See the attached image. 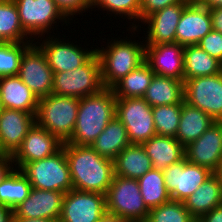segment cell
I'll return each instance as SVG.
<instances>
[{
    "mask_svg": "<svg viewBox=\"0 0 222 222\" xmlns=\"http://www.w3.org/2000/svg\"><path fill=\"white\" fill-rule=\"evenodd\" d=\"M183 203L197 220L213 208L221 206L222 186L219 179L212 174Z\"/></svg>",
    "mask_w": 222,
    "mask_h": 222,
    "instance_id": "obj_25",
    "label": "cell"
},
{
    "mask_svg": "<svg viewBox=\"0 0 222 222\" xmlns=\"http://www.w3.org/2000/svg\"><path fill=\"white\" fill-rule=\"evenodd\" d=\"M130 37V38H129ZM126 38L108 39L107 46L96 47L101 65L104 88H112L118 81L145 62V42L135 40L134 35ZM128 38V39H127ZM133 38V39H131ZM130 39V40H129Z\"/></svg>",
    "mask_w": 222,
    "mask_h": 222,
    "instance_id": "obj_3",
    "label": "cell"
},
{
    "mask_svg": "<svg viewBox=\"0 0 222 222\" xmlns=\"http://www.w3.org/2000/svg\"><path fill=\"white\" fill-rule=\"evenodd\" d=\"M181 111L182 104L152 107L156 134L175 138L180 122Z\"/></svg>",
    "mask_w": 222,
    "mask_h": 222,
    "instance_id": "obj_35",
    "label": "cell"
},
{
    "mask_svg": "<svg viewBox=\"0 0 222 222\" xmlns=\"http://www.w3.org/2000/svg\"><path fill=\"white\" fill-rule=\"evenodd\" d=\"M131 143L126 127L115 116L91 147L101 156L114 160Z\"/></svg>",
    "mask_w": 222,
    "mask_h": 222,
    "instance_id": "obj_28",
    "label": "cell"
},
{
    "mask_svg": "<svg viewBox=\"0 0 222 222\" xmlns=\"http://www.w3.org/2000/svg\"><path fill=\"white\" fill-rule=\"evenodd\" d=\"M0 42H34L22 28L13 0H0Z\"/></svg>",
    "mask_w": 222,
    "mask_h": 222,
    "instance_id": "obj_31",
    "label": "cell"
},
{
    "mask_svg": "<svg viewBox=\"0 0 222 222\" xmlns=\"http://www.w3.org/2000/svg\"><path fill=\"white\" fill-rule=\"evenodd\" d=\"M154 72L144 62L138 68L118 81L113 87L116 98H139L143 97L146 89L151 84Z\"/></svg>",
    "mask_w": 222,
    "mask_h": 222,
    "instance_id": "obj_30",
    "label": "cell"
},
{
    "mask_svg": "<svg viewBox=\"0 0 222 222\" xmlns=\"http://www.w3.org/2000/svg\"><path fill=\"white\" fill-rule=\"evenodd\" d=\"M12 215L9 207L0 204V222H11Z\"/></svg>",
    "mask_w": 222,
    "mask_h": 222,
    "instance_id": "obj_44",
    "label": "cell"
},
{
    "mask_svg": "<svg viewBox=\"0 0 222 222\" xmlns=\"http://www.w3.org/2000/svg\"><path fill=\"white\" fill-rule=\"evenodd\" d=\"M213 174L219 179V182L222 186V160L218 164L216 170L213 172Z\"/></svg>",
    "mask_w": 222,
    "mask_h": 222,
    "instance_id": "obj_48",
    "label": "cell"
},
{
    "mask_svg": "<svg viewBox=\"0 0 222 222\" xmlns=\"http://www.w3.org/2000/svg\"><path fill=\"white\" fill-rule=\"evenodd\" d=\"M65 193L32 188L29 196L12 210L16 218L58 221Z\"/></svg>",
    "mask_w": 222,
    "mask_h": 222,
    "instance_id": "obj_19",
    "label": "cell"
},
{
    "mask_svg": "<svg viewBox=\"0 0 222 222\" xmlns=\"http://www.w3.org/2000/svg\"><path fill=\"white\" fill-rule=\"evenodd\" d=\"M62 147L63 142L57 136L35 123L12 155L14 167L21 169L26 163L51 156Z\"/></svg>",
    "mask_w": 222,
    "mask_h": 222,
    "instance_id": "obj_16",
    "label": "cell"
},
{
    "mask_svg": "<svg viewBox=\"0 0 222 222\" xmlns=\"http://www.w3.org/2000/svg\"><path fill=\"white\" fill-rule=\"evenodd\" d=\"M116 117L126 127L131 144L142 145L157 135L152 107L143 97L117 98Z\"/></svg>",
    "mask_w": 222,
    "mask_h": 222,
    "instance_id": "obj_10",
    "label": "cell"
},
{
    "mask_svg": "<svg viewBox=\"0 0 222 222\" xmlns=\"http://www.w3.org/2000/svg\"><path fill=\"white\" fill-rule=\"evenodd\" d=\"M58 8L71 21L79 14L83 15L85 11L91 10V0H54ZM83 12V13H82ZM82 13V14H81Z\"/></svg>",
    "mask_w": 222,
    "mask_h": 222,
    "instance_id": "obj_38",
    "label": "cell"
},
{
    "mask_svg": "<svg viewBox=\"0 0 222 222\" xmlns=\"http://www.w3.org/2000/svg\"><path fill=\"white\" fill-rule=\"evenodd\" d=\"M151 169L152 161L139 144H130L114 159L115 176L138 180Z\"/></svg>",
    "mask_w": 222,
    "mask_h": 222,
    "instance_id": "obj_24",
    "label": "cell"
},
{
    "mask_svg": "<svg viewBox=\"0 0 222 222\" xmlns=\"http://www.w3.org/2000/svg\"><path fill=\"white\" fill-rule=\"evenodd\" d=\"M73 189L104 194L114 177V160L99 155L91 146L63 143Z\"/></svg>",
    "mask_w": 222,
    "mask_h": 222,
    "instance_id": "obj_1",
    "label": "cell"
},
{
    "mask_svg": "<svg viewBox=\"0 0 222 222\" xmlns=\"http://www.w3.org/2000/svg\"><path fill=\"white\" fill-rule=\"evenodd\" d=\"M192 0H140V23L149 15L169 5L190 3Z\"/></svg>",
    "mask_w": 222,
    "mask_h": 222,
    "instance_id": "obj_40",
    "label": "cell"
},
{
    "mask_svg": "<svg viewBox=\"0 0 222 222\" xmlns=\"http://www.w3.org/2000/svg\"><path fill=\"white\" fill-rule=\"evenodd\" d=\"M31 189L28 178L14 168L0 183V204L13 210L29 196Z\"/></svg>",
    "mask_w": 222,
    "mask_h": 222,
    "instance_id": "obj_32",
    "label": "cell"
},
{
    "mask_svg": "<svg viewBox=\"0 0 222 222\" xmlns=\"http://www.w3.org/2000/svg\"><path fill=\"white\" fill-rule=\"evenodd\" d=\"M162 172L171 200L181 202H184L213 174L208 168L192 164L185 158L168 166Z\"/></svg>",
    "mask_w": 222,
    "mask_h": 222,
    "instance_id": "obj_14",
    "label": "cell"
},
{
    "mask_svg": "<svg viewBox=\"0 0 222 222\" xmlns=\"http://www.w3.org/2000/svg\"><path fill=\"white\" fill-rule=\"evenodd\" d=\"M11 222H58L49 219H25V218H16L12 215Z\"/></svg>",
    "mask_w": 222,
    "mask_h": 222,
    "instance_id": "obj_47",
    "label": "cell"
},
{
    "mask_svg": "<svg viewBox=\"0 0 222 222\" xmlns=\"http://www.w3.org/2000/svg\"><path fill=\"white\" fill-rule=\"evenodd\" d=\"M13 1L16 4L22 28L33 40L45 36V34L51 35V31L55 35L54 30L55 28L57 30L59 22L62 23L61 26L71 24L54 0ZM57 22L58 25H56Z\"/></svg>",
    "mask_w": 222,
    "mask_h": 222,
    "instance_id": "obj_8",
    "label": "cell"
},
{
    "mask_svg": "<svg viewBox=\"0 0 222 222\" xmlns=\"http://www.w3.org/2000/svg\"><path fill=\"white\" fill-rule=\"evenodd\" d=\"M106 212L104 194L71 189L64 195L58 222H98Z\"/></svg>",
    "mask_w": 222,
    "mask_h": 222,
    "instance_id": "obj_15",
    "label": "cell"
},
{
    "mask_svg": "<svg viewBox=\"0 0 222 222\" xmlns=\"http://www.w3.org/2000/svg\"><path fill=\"white\" fill-rule=\"evenodd\" d=\"M103 88L97 53L75 70L53 73L52 94L54 95L81 99L96 94Z\"/></svg>",
    "mask_w": 222,
    "mask_h": 222,
    "instance_id": "obj_7",
    "label": "cell"
},
{
    "mask_svg": "<svg viewBox=\"0 0 222 222\" xmlns=\"http://www.w3.org/2000/svg\"><path fill=\"white\" fill-rule=\"evenodd\" d=\"M185 159L214 172L222 160V121L212 124L197 140L184 147Z\"/></svg>",
    "mask_w": 222,
    "mask_h": 222,
    "instance_id": "obj_17",
    "label": "cell"
},
{
    "mask_svg": "<svg viewBox=\"0 0 222 222\" xmlns=\"http://www.w3.org/2000/svg\"><path fill=\"white\" fill-rule=\"evenodd\" d=\"M216 121L204 111L182 102L176 139L186 147L197 140Z\"/></svg>",
    "mask_w": 222,
    "mask_h": 222,
    "instance_id": "obj_26",
    "label": "cell"
},
{
    "mask_svg": "<svg viewBox=\"0 0 222 222\" xmlns=\"http://www.w3.org/2000/svg\"><path fill=\"white\" fill-rule=\"evenodd\" d=\"M199 222H222V205L213 208L208 213L202 215Z\"/></svg>",
    "mask_w": 222,
    "mask_h": 222,
    "instance_id": "obj_43",
    "label": "cell"
},
{
    "mask_svg": "<svg viewBox=\"0 0 222 222\" xmlns=\"http://www.w3.org/2000/svg\"><path fill=\"white\" fill-rule=\"evenodd\" d=\"M80 99L50 94L40 98L35 115L36 124L57 136L63 143L73 133Z\"/></svg>",
    "mask_w": 222,
    "mask_h": 222,
    "instance_id": "obj_4",
    "label": "cell"
},
{
    "mask_svg": "<svg viewBox=\"0 0 222 222\" xmlns=\"http://www.w3.org/2000/svg\"><path fill=\"white\" fill-rule=\"evenodd\" d=\"M181 201L170 200L158 207L151 208L145 222H196Z\"/></svg>",
    "mask_w": 222,
    "mask_h": 222,
    "instance_id": "obj_36",
    "label": "cell"
},
{
    "mask_svg": "<svg viewBox=\"0 0 222 222\" xmlns=\"http://www.w3.org/2000/svg\"><path fill=\"white\" fill-rule=\"evenodd\" d=\"M0 98L3 108L36 115L39 99L17 75L0 77Z\"/></svg>",
    "mask_w": 222,
    "mask_h": 222,
    "instance_id": "obj_22",
    "label": "cell"
},
{
    "mask_svg": "<svg viewBox=\"0 0 222 222\" xmlns=\"http://www.w3.org/2000/svg\"><path fill=\"white\" fill-rule=\"evenodd\" d=\"M32 188L67 193L73 189L64 147L44 159L26 163L21 169Z\"/></svg>",
    "mask_w": 222,
    "mask_h": 222,
    "instance_id": "obj_5",
    "label": "cell"
},
{
    "mask_svg": "<svg viewBox=\"0 0 222 222\" xmlns=\"http://www.w3.org/2000/svg\"><path fill=\"white\" fill-rule=\"evenodd\" d=\"M54 36L52 34L51 36L39 37L40 39H36L37 42L34 40V43L44 53L53 73L75 70L77 67L84 65L96 53L94 45L91 46V49L86 46L83 48L82 43L80 46L74 44L73 41L71 43L70 38L65 39L68 36L63 35L64 38L62 37V39L59 34L57 35L58 38Z\"/></svg>",
    "mask_w": 222,
    "mask_h": 222,
    "instance_id": "obj_9",
    "label": "cell"
},
{
    "mask_svg": "<svg viewBox=\"0 0 222 222\" xmlns=\"http://www.w3.org/2000/svg\"><path fill=\"white\" fill-rule=\"evenodd\" d=\"M222 72V63L198 45L184 46V80Z\"/></svg>",
    "mask_w": 222,
    "mask_h": 222,
    "instance_id": "obj_29",
    "label": "cell"
},
{
    "mask_svg": "<svg viewBox=\"0 0 222 222\" xmlns=\"http://www.w3.org/2000/svg\"><path fill=\"white\" fill-rule=\"evenodd\" d=\"M33 42H0V77L15 76L25 50Z\"/></svg>",
    "mask_w": 222,
    "mask_h": 222,
    "instance_id": "obj_37",
    "label": "cell"
},
{
    "mask_svg": "<svg viewBox=\"0 0 222 222\" xmlns=\"http://www.w3.org/2000/svg\"><path fill=\"white\" fill-rule=\"evenodd\" d=\"M35 123V115L31 113L3 108L0 112V154L12 156Z\"/></svg>",
    "mask_w": 222,
    "mask_h": 222,
    "instance_id": "obj_21",
    "label": "cell"
},
{
    "mask_svg": "<svg viewBox=\"0 0 222 222\" xmlns=\"http://www.w3.org/2000/svg\"><path fill=\"white\" fill-rule=\"evenodd\" d=\"M116 99L112 88L81 98L72 136L65 143L91 146L116 116Z\"/></svg>",
    "mask_w": 222,
    "mask_h": 222,
    "instance_id": "obj_2",
    "label": "cell"
},
{
    "mask_svg": "<svg viewBox=\"0 0 222 222\" xmlns=\"http://www.w3.org/2000/svg\"><path fill=\"white\" fill-rule=\"evenodd\" d=\"M195 1L208 8L222 7V0H195Z\"/></svg>",
    "mask_w": 222,
    "mask_h": 222,
    "instance_id": "obj_46",
    "label": "cell"
},
{
    "mask_svg": "<svg viewBox=\"0 0 222 222\" xmlns=\"http://www.w3.org/2000/svg\"><path fill=\"white\" fill-rule=\"evenodd\" d=\"M106 210L129 222H145L149 209L144 204L137 179L113 177L105 193Z\"/></svg>",
    "mask_w": 222,
    "mask_h": 222,
    "instance_id": "obj_6",
    "label": "cell"
},
{
    "mask_svg": "<svg viewBox=\"0 0 222 222\" xmlns=\"http://www.w3.org/2000/svg\"><path fill=\"white\" fill-rule=\"evenodd\" d=\"M212 30L222 33V7L209 8Z\"/></svg>",
    "mask_w": 222,
    "mask_h": 222,
    "instance_id": "obj_42",
    "label": "cell"
},
{
    "mask_svg": "<svg viewBox=\"0 0 222 222\" xmlns=\"http://www.w3.org/2000/svg\"><path fill=\"white\" fill-rule=\"evenodd\" d=\"M3 110V106H2V102H1V98H0V112Z\"/></svg>",
    "mask_w": 222,
    "mask_h": 222,
    "instance_id": "obj_49",
    "label": "cell"
},
{
    "mask_svg": "<svg viewBox=\"0 0 222 222\" xmlns=\"http://www.w3.org/2000/svg\"><path fill=\"white\" fill-rule=\"evenodd\" d=\"M143 98L151 107L182 104L184 101V81L154 75Z\"/></svg>",
    "mask_w": 222,
    "mask_h": 222,
    "instance_id": "obj_27",
    "label": "cell"
},
{
    "mask_svg": "<svg viewBox=\"0 0 222 222\" xmlns=\"http://www.w3.org/2000/svg\"><path fill=\"white\" fill-rule=\"evenodd\" d=\"M145 62L155 75L184 81V46L176 42L146 45Z\"/></svg>",
    "mask_w": 222,
    "mask_h": 222,
    "instance_id": "obj_18",
    "label": "cell"
},
{
    "mask_svg": "<svg viewBox=\"0 0 222 222\" xmlns=\"http://www.w3.org/2000/svg\"><path fill=\"white\" fill-rule=\"evenodd\" d=\"M142 146L152 161V169L164 170L185 158L184 146L173 137L155 135Z\"/></svg>",
    "mask_w": 222,
    "mask_h": 222,
    "instance_id": "obj_23",
    "label": "cell"
},
{
    "mask_svg": "<svg viewBox=\"0 0 222 222\" xmlns=\"http://www.w3.org/2000/svg\"><path fill=\"white\" fill-rule=\"evenodd\" d=\"M144 204L150 210L171 200L162 170L151 169L138 179Z\"/></svg>",
    "mask_w": 222,
    "mask_h": 222,
    "instance_id": "obj_33",
    "label": "cell"
},
{
    "mask_svg": "<svg viewBox=\"0 0 222 222\" xmlns=\"http://www.w3.org/2000/svg\"><path fill=\"white\" fill-rule=\"evenodd\" d=\"M98 8L110 17L128 19L130 28H137L140 23V0H91V11ZM109 13V14H108ZM113 15V16H112ZM117 16V17H116ZM132 23V24H131ZM135 23V24H134ZM138 23V25H137Z\"/></svg>",
    "mask_w": 222,
    "mask_h": 222,
    "instance_id": "obj_34",
    "label": "cell"
},
{
    "mask_svg": "<svg viewBox=\"0 0 222 222\" xmlns=\"http://www.w3.org/2000/svg\"><path fill=\"white\" fill-rule=\"evenodd\" d=\"M212 31L209 8L192 0L183 10L176 28V43L182 46L198 45Z\"/></svg>",
    "mask_w": 222,
    "mask_h": 222,
    "instance_id": "obj_20",
    "label": "cell"
},
{
    "mask_svg": "<svg viewBox=\"0 0 222 222\" xmlns=\"http://www.w3.org/2000/svg\"><path fill=\"white\" fill-rule=\"evenodd\" d=\"M17 76L38 99L52 94L53 71L44 53L35 43L23 53Z\"/></svg>",
    "mask_w": 222,
    "mask_h": 222,
    "instance_id": "obj_12",
    "label": "cell"
},
{
    "mask_svg": "<svg viewBox=\"0 0 222 222\" xmlns=\"http://www.w3.org/2000/svg\"><path fill=\"white\" fill-rule=\"evenodd\" d=\"M98 222H129L127 220L121 219L115 214L106 212Z\"/></svg>",
    "mask_w": 222,
    "mask_h": 222,
    "instance_id": "obj_45",
    "label": "cell"
},
{
    "mask_svg": "<svg viewBox=\"0 0 222 222\" xmlns=\"http://www.w3.org/2000/svg\"><path fill=\"white\" fill-rule=\"evenodd\" d=\"M14 168L12 156L8 154H0V183Z\"/></svg>",
    "mask_w": 222,
    "mask_h": 222,
    "instance_id": "obj_41",
    "label": "cell"
},
{
    "mask_svg": "<svg viewBox=\"0 0 222 222\" xmlns=\"http://www.w3.org/2000/svg\"><path fill=\"white\" fill-rule=\"evenodd\" d=\"M189 3H177L169 5L159 11L154 12L153 14L146 17L137 28H127L128 34H141V27L144 25L146 31L144 42L146 45H158L162 43H173L176 42V28L179 23L180 17L184 8ZM143 24V25H142ZM140 27V29H139ZM147 34V35H146Z\"/></svg>",
    "mask_w": 222,
    "mask_h": 222,
    "instance_id": "obj_13",
    "label": "cell"
},
{
    "mask_svg": "<svg viewBox=\"0 0 222 222\" xmlns=\"http://www.w3.org/2000/svg\"><path fill=\"white\" fill-rule=\"evenodd\" d=\"M198 46L222 63V33L212 30L200 40Z\"/></svg>",
    "mask_w": 222,
    "mask_h": 222,
    "instance_id": "obj_39",
    "label": "cell"
},
{
    "mask_svg": "<svg viewBox=\"0 0 222 222\" xmlns=\"http://www.w3.org/2000/svg\"><path fill=\"white\" fill-rule=\"evenodd\" d=\"M184 101L222 121V72L184 80Z\"/></svg>",
    "mask_w": 222,
    "mask_h": 222,
    "instance_id": "obj_11",
    "label": "cell"
}]
</instances>
